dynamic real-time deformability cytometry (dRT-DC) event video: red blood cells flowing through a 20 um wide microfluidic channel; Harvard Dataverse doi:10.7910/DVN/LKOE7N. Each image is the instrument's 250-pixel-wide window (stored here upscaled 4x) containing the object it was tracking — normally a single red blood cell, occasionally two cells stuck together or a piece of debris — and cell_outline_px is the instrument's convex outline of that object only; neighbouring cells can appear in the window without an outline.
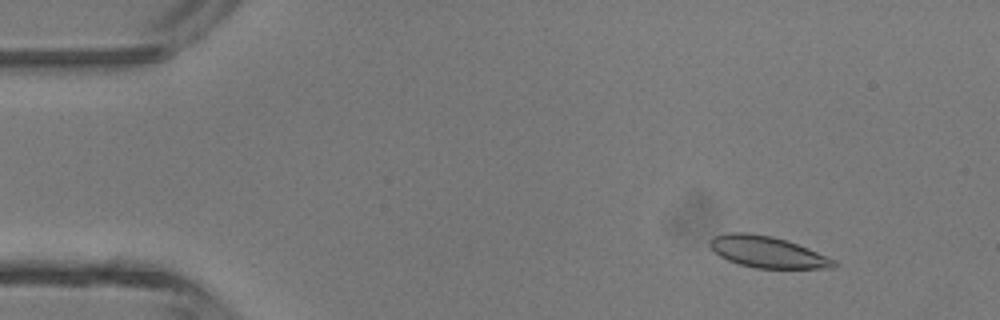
{"species": "common noctule bat (a hibernating species)", "species_latin": "Nyctalus noctula", "temperature_condition": "room temperature", "stored_images_in_passage": 3, "camera_frame_rate_fps": 3000, "um_per_image_px": 0.085, "animal": {"sex": "male", "body_mass_g": 13.3}, "frame": {"image": 1, "passage_image": 1, "time_ms": 0.0, "image_size_px": [1000, 320], "cell_outline_px": [[836, 264], [832, 268], [756, 268], [740, 264], [728, 260], [720, 256], [708, 244], [716, 236], [732, 232], [748, 232], [772, 236], [808, 248], [836, 260]], "centroid_in_image_um": [65.24, 21.42], "position_along_channel_um": 19.8, "area_um2": 22.25}}